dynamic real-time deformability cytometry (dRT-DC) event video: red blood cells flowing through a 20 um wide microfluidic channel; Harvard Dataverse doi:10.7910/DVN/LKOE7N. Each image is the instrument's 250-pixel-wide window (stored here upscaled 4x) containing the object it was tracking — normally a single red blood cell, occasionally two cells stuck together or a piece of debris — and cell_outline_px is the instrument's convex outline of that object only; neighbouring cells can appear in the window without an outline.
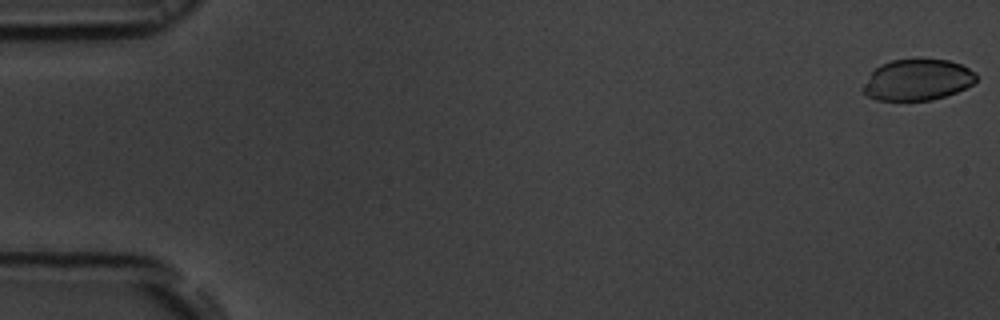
{"species": "common noctule bat (a hibernating species)", "species_latin": "Nyctalus noctula", "temperature_condition": "room temperature", "stored_images_in_passage": 54, "camera_frame_rate_fps": 3000, "um_per_image_px": 0.085, "animal": {"sex": "male", "body_mass_g": 19.5, "forearm_length_mm": 54.6}, "frame": {"image": 1, "passage_image": 1, "time_ms": 0.0, "image_size_px": [1000, 320], "cell_outline_px": [[976, 80], [972, 84], [956, 92], [932, 100], [876, 100], [868, 96], [860, 88], [872, 72], [880, 64], [892, 60], [948, 60], [960, 64], [976, 72]], "centroid_in_image_um": [77.96, 6.79], "position_along_channel_um": 7.0, "area_um2": 26.88}}
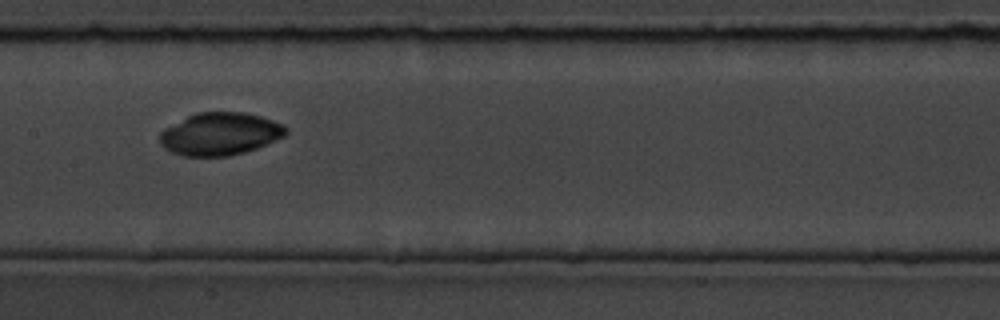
{"frame": {"image": 2, "passage_image": 27, "time_ms": 8.667, "image_size_px": [1000, 320], "cell_outline_px": [[288, 132], [284, 136], [256, 148], [244, 152], [228, 156], [184, 156], [172, 152], [164, 148], [160, 144], [160, 132], [164, 128], [196, 112], [244, 112], [260, 116], [284, 124], [288, 128]], "centroid_in_image_um": [18.7, 11.38], "position_along_channel_um": 188.7, "area_um2": 31.27}}
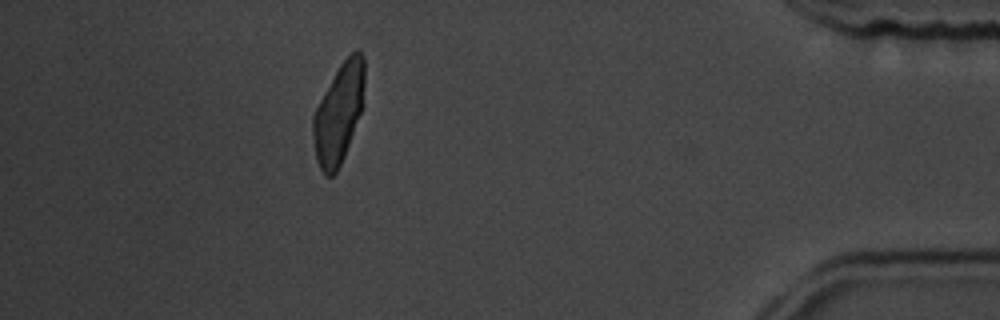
{"frame": {"image": 3, "passage_image": 48, "time_ms": 15.667, "image_size_px": [1000, 320], "cell_outline_px": [[364, 104], [344, 156], [336, 172], [332, 176], [324, 176], [316, 160], [312, 136], [312, 116], [324, 92], [340, 64], [356, 48], [364, 56]], "centroid_in_image_um": [28.79, 9.64], "position_along_channel_um": 406.4, "area_um2": 29.94}}